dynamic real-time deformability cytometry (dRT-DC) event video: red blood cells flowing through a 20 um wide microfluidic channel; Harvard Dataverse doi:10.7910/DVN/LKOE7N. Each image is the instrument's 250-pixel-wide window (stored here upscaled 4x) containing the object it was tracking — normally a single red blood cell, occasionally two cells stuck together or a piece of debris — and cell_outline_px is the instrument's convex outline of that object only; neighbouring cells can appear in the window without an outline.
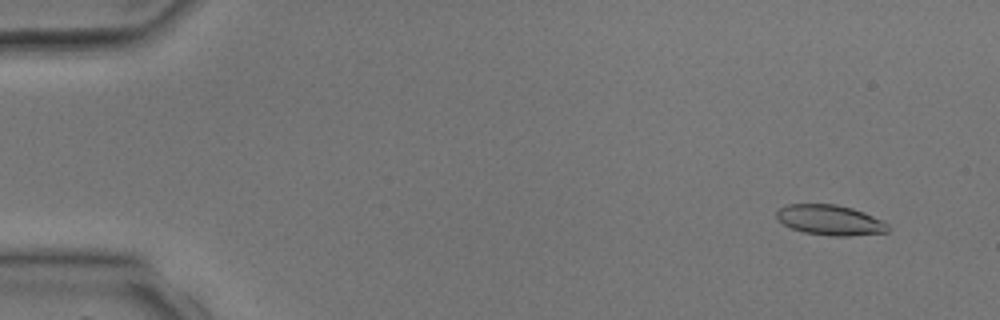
{"species": "common noctule bat (a hibernating species)", "species_latin": "Nyctalus noctula", "temperature_condition": "room temperature", "stored_images_in_passage": 4, "camera_frame_rate_fps": 3000, "um_per_image_px": 0.085, "animal": {"sex": "male", "body_mass_g": 17.9, "forearm_length_mm": 54.2}, "frame": {"image": 1, "passage_image": 1, "time_ms": 0.0, "image_size_px": [1000, 320], "cell_outline_px": [[888, 232], [848, 236], [832, 236], [804, 232], [792, 228], [784, 224], [776, 216], [776, 212], [780, 208], [788, 204], [836, 204], [852, 208], [864, 212], [888, 224]], "centroid_in_image_um": [70.55, 18.7], "position_along_channel_um": 14.4, "area_um2": 19.42}}
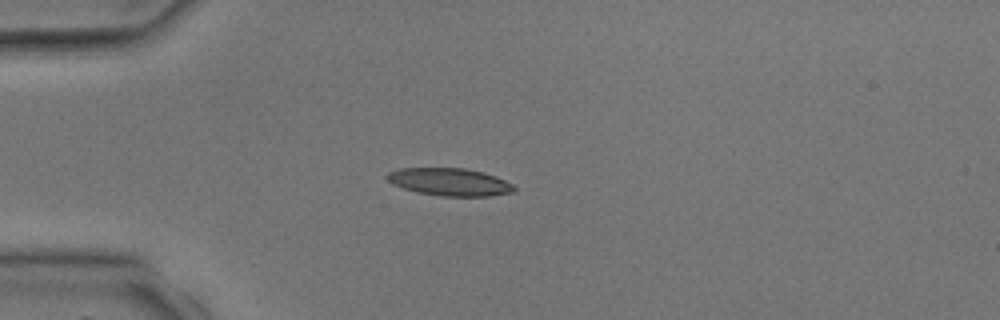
{"frame": {"image": 2, "passage_image": 3, "time_ms": 2.667, "image_size_px": [1000, 320], "cell_outline_px": [[516, 188], [512, 192], [488, 196], [440, 196], [416, 192], [392, 184], [388, 180], [388, 172], [400, 168], [464, 168], [496, 176], [512, 184]], "centroid_in_image_um": [38.21, 15.47], "position_along_channel_um": 46.8, "area_um2": 20.23}}
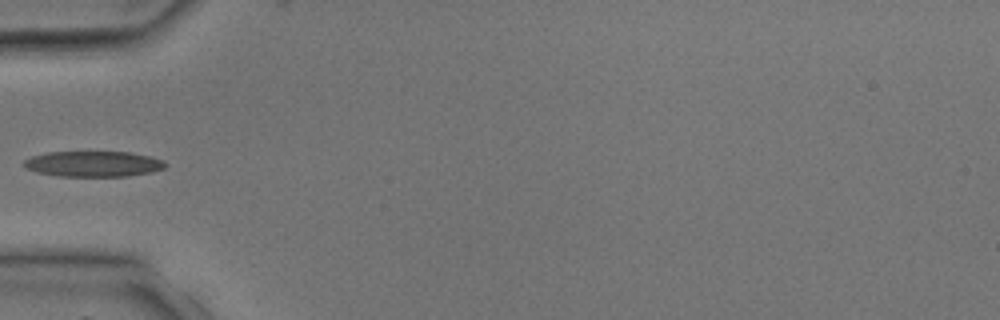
{"frame": {"image": 3, "passage_image": 4, "time_ms": 3.667, "image_size_px": [1000, 320], "cell_outline_px": [[168, 164], [164, 168], [152, 172], [128, 176], [60, 176], [36, 172], [24, 168], [24, 160], [32, 156], [48, 152], [128, 152], [148, 156], [164, 160]], "centroid_in_image_um": [7.94, 13.93], "position_along_channel_um": 77.1, "area_um2": 21.1}}